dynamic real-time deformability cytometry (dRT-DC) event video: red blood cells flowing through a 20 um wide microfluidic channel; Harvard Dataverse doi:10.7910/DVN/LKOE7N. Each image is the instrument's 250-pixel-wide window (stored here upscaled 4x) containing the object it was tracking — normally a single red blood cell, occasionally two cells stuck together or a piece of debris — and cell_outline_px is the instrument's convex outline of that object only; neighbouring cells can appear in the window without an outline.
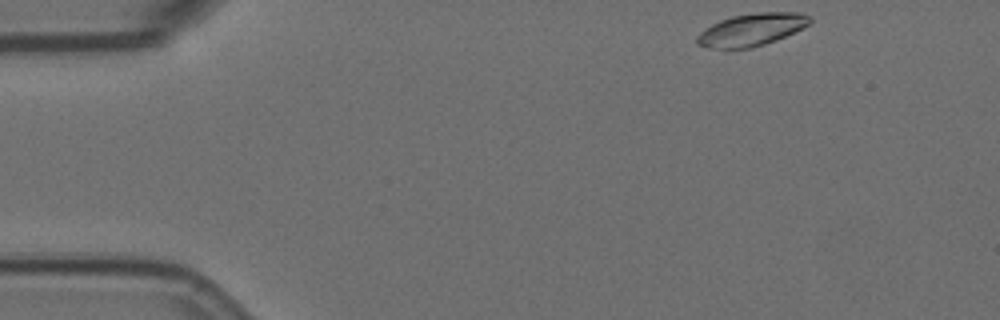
{"species": "Egyptian fruit bat (a non-hibernating species)", "species_latin": "Rousettus aegyptiacus", "temperature_condition": "room temperature", "stored_images_in_passage": 3, "camera_frame_rate_fps": 3000, "um_per_image_px": 0.085, "animal": {"sex": "female"}, "frame": {"image": 1, "passage_image": 1, "time_ms": 0.0, "image_size_px": [1000, 320], "cell_outline_px": [[812, 20], [808, 24], [776, 40], [752, 48], [708, 48], [696, 44], [696, 36], [700, 32], [712, 24], [720, 20], [732, 16], [756, 12], [800, 12], [812, 16]], "centroid_in_image_um": [63.86, 2.51], "position_along_channel_um": 21.1, "area_um2": 21.21}}
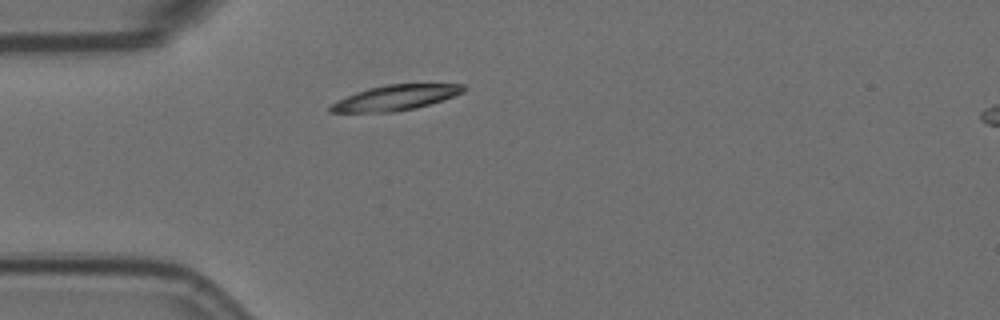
{"frame": {"image": 2, "passage_image": 3, "time_ms": 0.667, "image_size_px": [1000, 320], "cell_outline_px": [[468, 88], [464, 92], [416, 108], [396, 112], [328, 112], [328, 108], [332, 104], [356, 92], [368, 88], [388, 84], [464, 84]], "centroid_in_image_um": [33.64, 8.3], "position_along_channel_um": 51.4, "area_um2": 19.31}}